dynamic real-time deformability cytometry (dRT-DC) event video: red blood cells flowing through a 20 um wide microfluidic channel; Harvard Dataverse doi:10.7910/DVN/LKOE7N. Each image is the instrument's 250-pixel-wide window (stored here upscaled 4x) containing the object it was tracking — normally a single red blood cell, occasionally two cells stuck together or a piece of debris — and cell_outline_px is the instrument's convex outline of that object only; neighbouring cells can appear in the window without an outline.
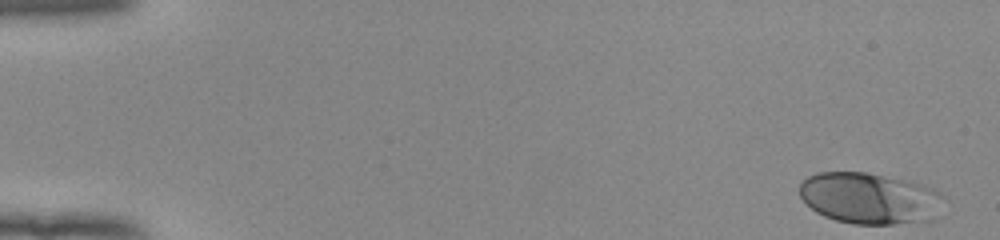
{"species": "human", "species_latin": "Homo sapiens", "temperature_condition": "room temperature", "stored_images_in_passage": 52, "camera_frame_rate_fps": 3000, "um_per_image_px": 0.085, "donor": {"sex": "female"}, "frame": {"image": 1, "passage_image": 1, "time_ms": 0.0, "image_size_px": [1000, 240], "cell_outline_px": [[948, 200], [936, 220], [896, 224], [852, 224], [836, 220], [824, 216], [816, 212], [800, 196], [800, 184], [808, 176], [816, 172], [864, 172], [908, 180], [924, 184], [948, 196]], "centroid_in_image_um": [74.05, 16.86], "position_along_channel_um": 11.0, "area_um2": 44.04}}
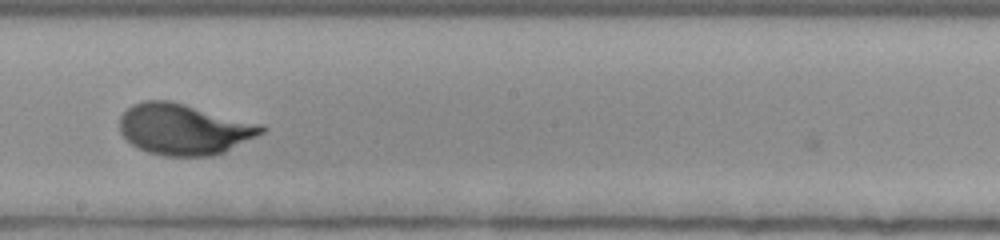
{"frame": {"image": 2, "passage_image": 30, "time_ms": 9.667, "image_size_px": [1000, 240], "cell_outline_px": [[268, 128], [264, 132], [224, 152], [212, 156], [164, 156], [148, 152], [132, 144], [120, 132], [120, 116], [132, 104], [144, 100], [168, 100], [264, 124]], "centroid_in_image_um": [15.66, 10.98], "position_along_channel_um": 232.5, "area_um2": 42.08}}
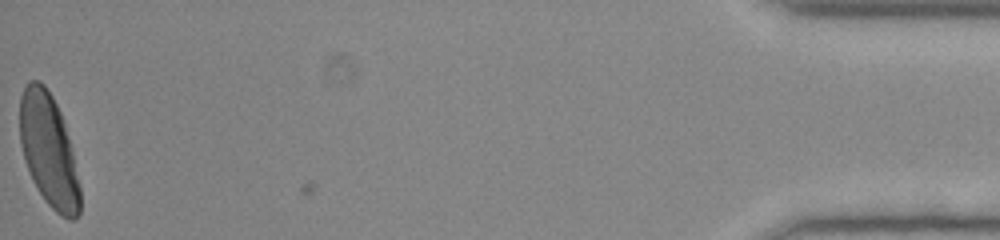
{"frame": {"image": 3, "passage_image": 52, "time_ms": 17.0, "image_size_px": [1000, 240], "cell_outline_px": [[80, 212], [72, 220], [68, 220], [60, 216], [44, 200], [36, 188], [32, 180], [24, 160], [20, 144], [20, 96], [24, 84], [28, 80], [40, 80], [44, 84], [52, 96], [60, 112], [64, 124], [72, 152], [80, 188]], "centroid_in_image_um": [4.11, 12.78], "position_along_channel_um": 431.1, "area_um2": 39.54}, "authors_computed_cell_mechanics": {"area_um2": 40.9224, "velocity_mm_per_s": 3.9265, "shape_relaxation_time_tau1_ms": 3.2409, "shape_relaxation_time_tau2_ms": null, "deformation_change_tau1": 0.179, "deformation_change_tau2": null}}